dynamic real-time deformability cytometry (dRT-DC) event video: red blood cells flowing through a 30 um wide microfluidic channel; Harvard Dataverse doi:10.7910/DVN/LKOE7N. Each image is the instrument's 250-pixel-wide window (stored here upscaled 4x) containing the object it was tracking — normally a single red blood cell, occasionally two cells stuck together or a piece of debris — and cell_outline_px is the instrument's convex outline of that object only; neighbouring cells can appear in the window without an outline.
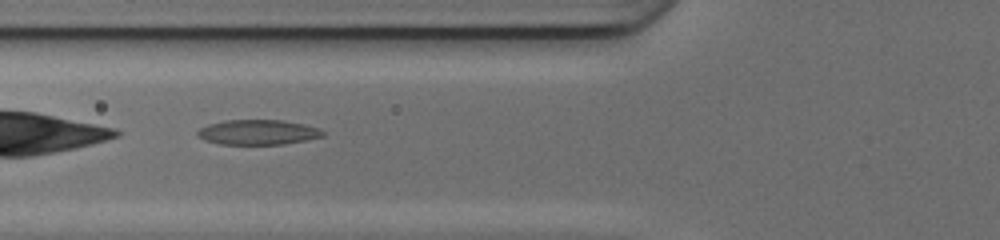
{"species": "common noctule bat (a hibernating species)", "species_latin": "Nyctalus noctula", "temperature_condition": "cold", "stored_images_in_passage": 30, "camera_frame_rate_fps": 3000, "um_per_image_px": 0.085, "animal": {"sex": "female", "body_mass_g": 17.0, "forearm_length_mm": 48.0}, "frame": {"image": 1, "passage_image": 3, "time_ms": 0.667, "image_size_px": [1000, 240], "cell_outline_px": [[324, 136], [284, 144], [220, 144], [204, 140], [196, 132], [200, 128], [208, 124], [224, 120], [284, 120], [304, 124], [320, 128], [324, 132]], "centroid_in_image_um": [21.93, 11.23], "position_along_channel_um": 103.9, "area_um2": 18.21}}
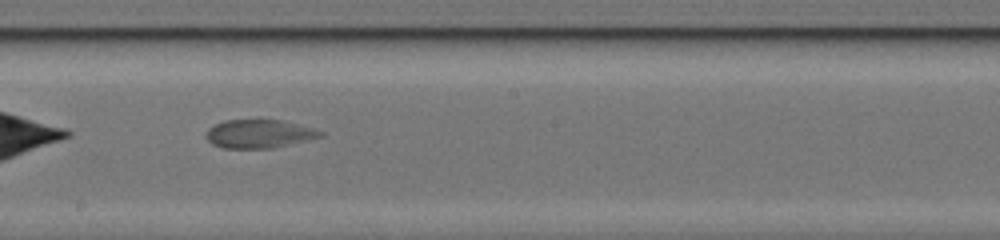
{"frame": {"image": 2, "passage_image": 12, "time_ms": 3.667, "image_size_px": [1000, 240], "cell_outline_px": [[324, 136], [272, 148], [224, 148], [212, 144], [204, 136], [204, 132], [208, 128], [224, 120], [260, 116], [280, 120], [312, 128], [324, 132]], "centroid_in_image_um": [21.96, 11.32], "position_along_channel_um": 226.2, "area_um2": 19.65}}
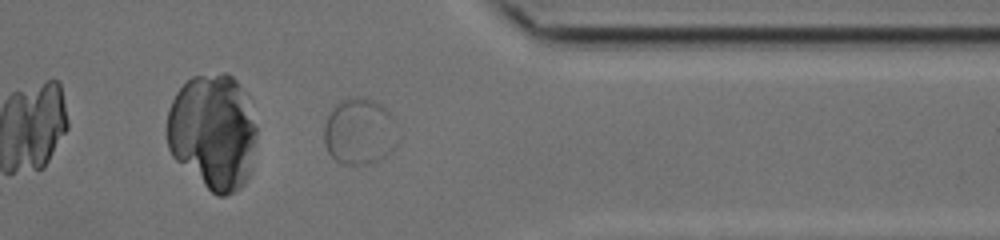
{"frame": {"image": 3, "passage_image": 24, "time_ms": 7.667, "image_size_px": [1000, 240], "cell_outline_px": [[396, 144], [392, 152], [380, 160], [368, 164], [344, 164], [336, 160], [328, 152], [324, 144], [324, 124], [332, 104], [348, 96], [356, 96], [372, 100], [380, 104], [392, 116]], "centroid_in_image_um": [30.5, 11.16], "position_along_channel_um": 380.9, "area_um2": 28.73}}